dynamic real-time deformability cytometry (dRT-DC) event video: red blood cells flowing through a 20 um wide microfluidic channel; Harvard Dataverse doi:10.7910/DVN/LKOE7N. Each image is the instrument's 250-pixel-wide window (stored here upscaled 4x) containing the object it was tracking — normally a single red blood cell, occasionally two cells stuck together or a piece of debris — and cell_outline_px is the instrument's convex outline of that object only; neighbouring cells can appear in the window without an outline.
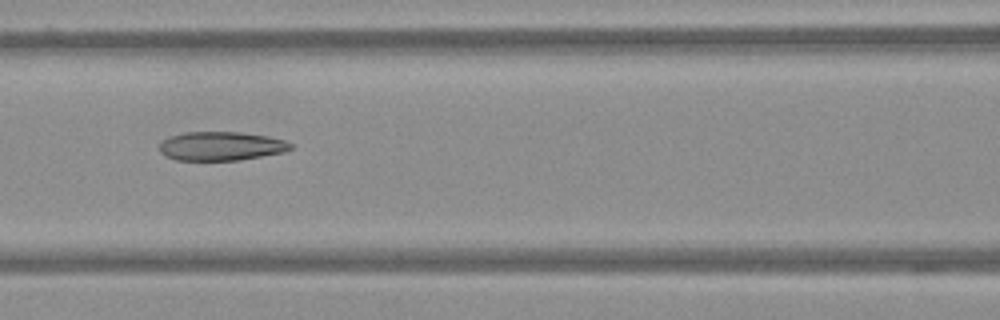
{"species": "Egyptian fruit bat (a non-hibernating species)", "species_latin": "Rousettus aegyptiacus", "temperature_condition": "warm", "stored_images_in_passage": 44, "camera_frame_rate_fps": 3000, "um_per_image_px": 0.085, "frame": {"image": 1, "passage_image": 12, "time_ms": 3.667, "image_size_px": [1000, 320], "cell_outline_px": [[292, 148], [284, 152], [240, 160], [176, 160], [164, 156], [160, 152], [160, 140], [168, 136], [184, 132], [240, 132], [268, 136], [284, 140], [292, 144]], "centroid_in_image_um": [18.75, 12.41], "position_along_channel_um": 147.9, "area_um2": 22.25}}
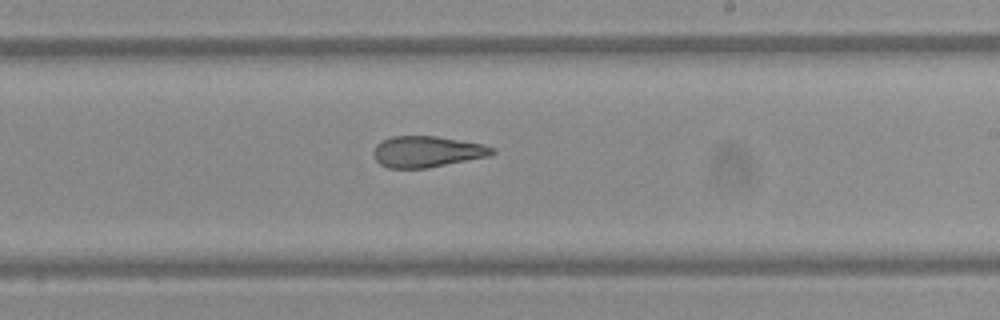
{"frame": {"image": 2, "passage_image": 21, "time_ms": 6.667, "image_size_px": [1000, 320], "cell_outline_px": [[496, 152], [488, 156], [428, 168], [388, 168], [380, 164], [376, 160], [372, 152], [376, 144], [392, 136], [436, 136], [484, 144], [496, 148]], "centroid_in_image_um": [36.3, 12.89], "position_along_channel_um": 252.7, "area_um2": 21.56}}
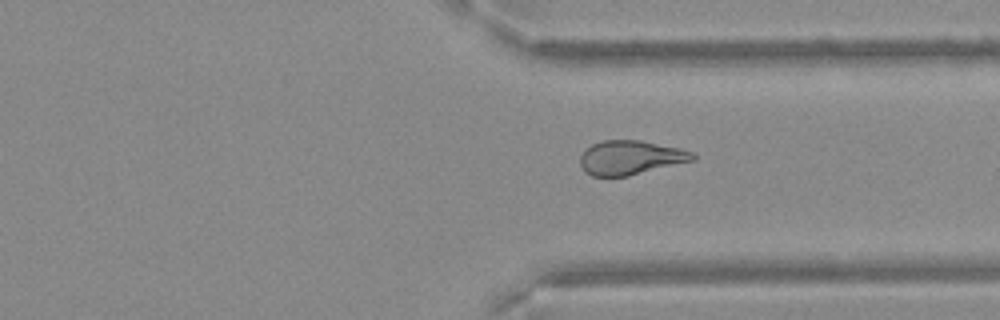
{"frame": {"image": 3, "passage_image": 30, "time_ms": 9.667, "image_size_px": [1000, 320], "cell_outline_px": [[696, 160], [628, 176], [592, 176], [584, 172], [580, 164], [580, 156], [592, 144], [604, 140], [640, 140], [680, 148], [692, 152], [696, 156]], "centroid_in_image_um": [53.61, 13.4], "position_along_channel_um": 357.8, "area_um2": 22.43}}